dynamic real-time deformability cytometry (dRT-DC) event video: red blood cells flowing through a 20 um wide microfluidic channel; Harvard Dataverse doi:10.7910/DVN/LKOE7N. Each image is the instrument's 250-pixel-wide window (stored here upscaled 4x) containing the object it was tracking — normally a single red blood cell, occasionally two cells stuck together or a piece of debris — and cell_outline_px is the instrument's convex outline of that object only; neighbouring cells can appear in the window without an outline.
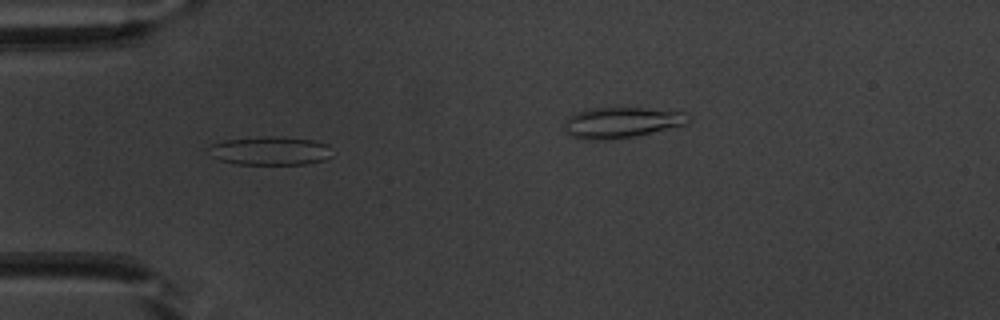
{"species": "common noctule bat (a hibernating species)", "species_latin": "Nyctalus noctula", "temperature_condition": "warm", "stored_images_in_passage": 41, "camera_frame_rate_fps": 3000, "um_per_image_px": 0.085, "animal": {"sex": "male", "body_mass_g": 20.1, "forearm_length_mm": 53.5}, "frame": {"image": 1, "passage_image": 11, "time_ms": 3.333, "image_size_px": [1000, 320], "cell_outline_px": [[332, 156], [324, 160], [304, 164], [236, 164], [220, 160], [212, 156], [204, 148], [212, 144], [224, 140], [260, 136], [276, 136], [312, 140], [328, 144], [332, 148]], "centroid_in_image_um": [22.95, 12.81], "position_along_channel_um": 62.1, "area_um2": 20.87}}
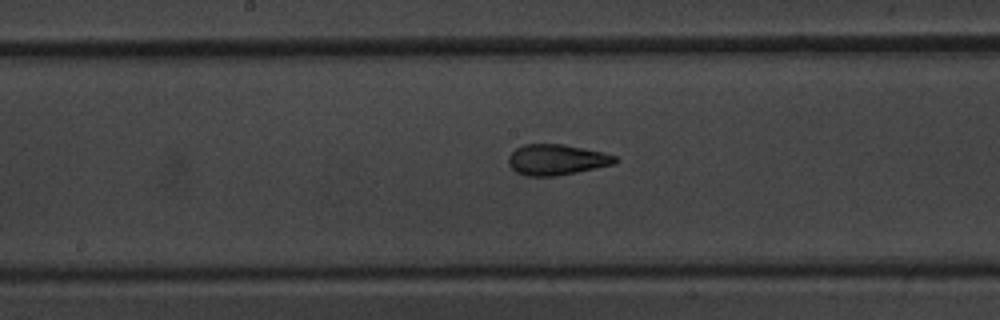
{"frame": {"image": 2, "passage_image": 22, "time_ms": 7.0, "image_size_px": [1000, 320], "cell_outline_px": [[620, 160], [612, 164], [576, 172], [556, 176], [524, 176], [516, 172], [508, 164], [508, 156], [516, 148], [524, 144], [564, 144], [604, 152], [616, 156]], "centroid_in_image_um": [47.29, 13.57], "position_along_channel_um": 200.9, "area_um2": 19.13}}
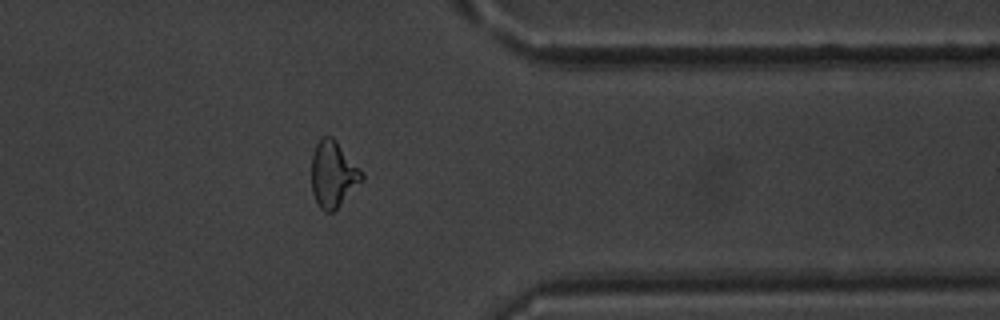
{"frame": {"image": 3, "passage_image": 37, "time_ms": 12.0, "image_size_px": [1000, 320], "cell_outline_px": [[364, 180], [332, 212], [324, 212], [320, 208], [312, 192], [312, 152], [316, 144], [324, 136], [332, 136], [336, 140], [364, 172]], "centroid_in_image_um": [28.33, 14.8], "position_along_channel_um": 383.1, "area_um2": 19.42}}